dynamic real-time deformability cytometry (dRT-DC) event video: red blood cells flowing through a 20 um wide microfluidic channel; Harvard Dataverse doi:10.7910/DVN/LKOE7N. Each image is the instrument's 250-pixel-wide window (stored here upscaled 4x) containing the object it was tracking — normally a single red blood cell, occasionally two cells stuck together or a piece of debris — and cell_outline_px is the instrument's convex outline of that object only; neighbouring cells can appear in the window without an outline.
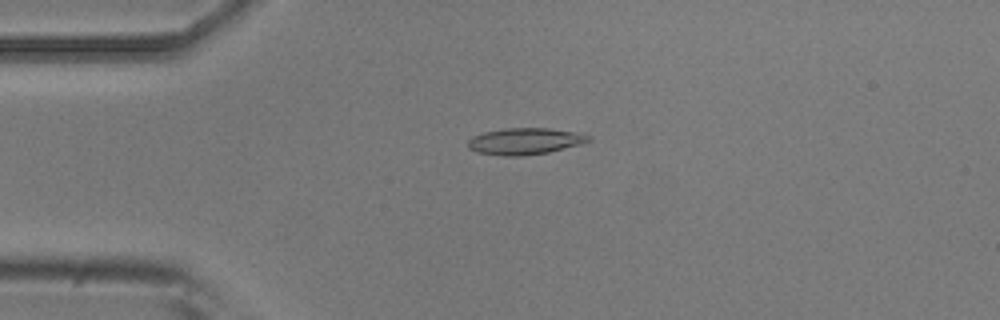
{"species": "common noctule bat (a hibernating species)", "species_latin": "Nyctalus noctula", "temperature_condition": "room temperature", "stored_images_in_passage": 51, "camera_frame_rate_fps": 3000, "um_per_image_px": 0.085, "animal": {"sex": "male", "body_mass_g": 20.5, "forearm_length_mm": 52.5}, "frame": {"image": 1, "passage_image": 12, "time_ms": 3.667, "image_size_px": [1000, 320], "cell_outline_px": [[592, 140], [580, 144], [548, 152], [524, 156], [504, 156], [476, 152], [468, 148], [468, 140], [472, 136], [484, 132], [504, 128], [548, 128], [576, 132], [592, 136]], "centroid_in_image_um": [44.61, 12.0], "position_along_channel_um": 40.4, "area_um2": 18.73}}
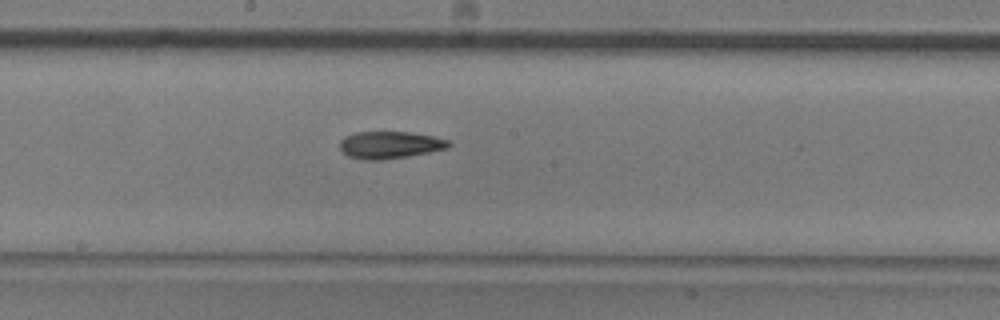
{"frame": {"image": 2, "passage_image": 27, "time_ms": 8.667, "image_size_px": [1000, 320], "cell_outline_px": [[452, 144], [448, 148], [408, 156], [380, 160], [364, 160], [348, 156], [340, 148], [340, 140], [344, 136], [356, 132], [412, 132], [432, 136], [448, 140]], "centroid_in_image_um": [33.13, 12.31], "position_along_channel_um": 215.1, "area_um2": 17.22}}
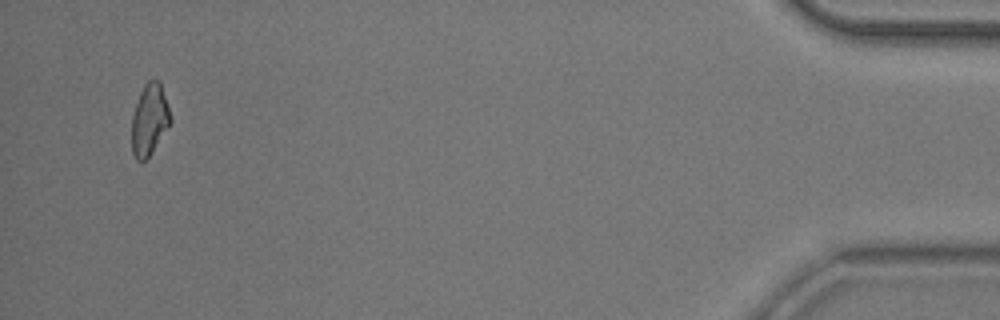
{"frame": {"image": 3, "passage_image": 49, "time_ms": 16.0, "image_size_px": [1000, 320], "cell_outline_px": [[172, 120], [148, 156], [144, 160], [136, 160], [132, 152], [132, 116], [140, 92], [144, 84], [148, 80], [160, 80]], "centroid_in_image_um": [12.69, 10.13], "position_along_channel_um": 422.5, "area_um2": 15.72}, "authors_computed_cell_mechanics": {"area_um2": 17.3978, "velocity_mm_per_s": 3.9562, "shape_relaxation_time_tau1_ms": 4.7397, "shape_relaxation_time_tau2_ms": null, "deformation_change_tau1": 0.1374, "deformation_change_tau2": null}}